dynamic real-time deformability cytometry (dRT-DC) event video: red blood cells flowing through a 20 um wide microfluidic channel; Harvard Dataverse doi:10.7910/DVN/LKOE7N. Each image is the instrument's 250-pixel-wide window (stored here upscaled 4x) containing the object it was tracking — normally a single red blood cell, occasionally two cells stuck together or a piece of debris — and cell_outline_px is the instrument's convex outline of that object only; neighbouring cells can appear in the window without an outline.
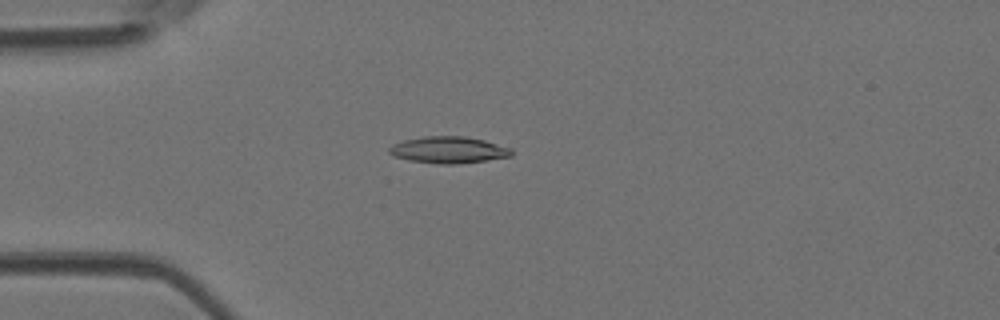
{"species": "Egyptian fruit bat (a non-hibernating species)", "species_latin": "Rousettus aegyptiacus", "temperature_condition": "room temperature", "stored_images_in_passage": 48, "camera_frame_rate_fps": 3000, "um_per_image_px": 0.085, "animal": {"sex": "female"}, "frame": {"image": 1, "passage_image": 13, "time_ms": 4.0, "image_size_px": [1000, 320], "cell_outline_px": [[512, 156], [488, 160], [456, 164], [440, 164], [408, 160], [392, 156], [388, 152], [388, 148], [392, 144], [404, 140], [424, 136], [464, 136], [484, 140], [512, 148]], "centroid_in_image_um": [38.11, 12.74], "position_along_channel_um": 46.9, "area_um2": 19.13}}
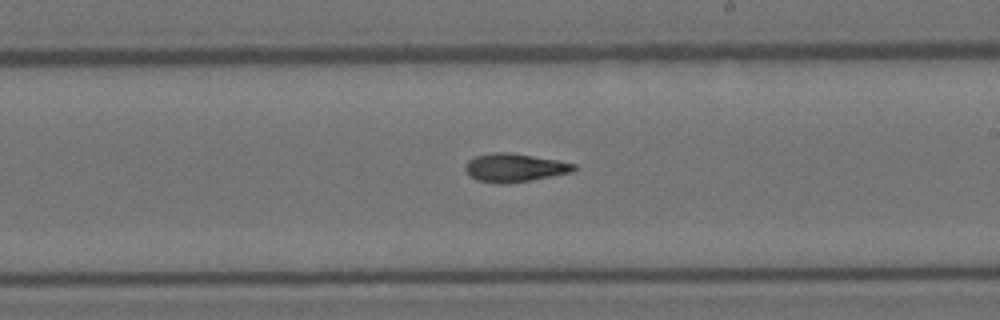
{"frame": {"image": 2, "passage_image": 28, "time_ms": 9.0, "image_size_px": [1000, 320], "cell_outline_px": [[576, 168], [572, 172], [532, 180], [504, 184], [500, 184], [476, 180], [464, 168], [468, 160], [476, 156], [492, 152], [508, 152], [556, 160], [576, 164]], "centroid_in_image_um": [43.73, 14.26], "position_along_channel_um": 245.3, "area_um2": 17.8}}
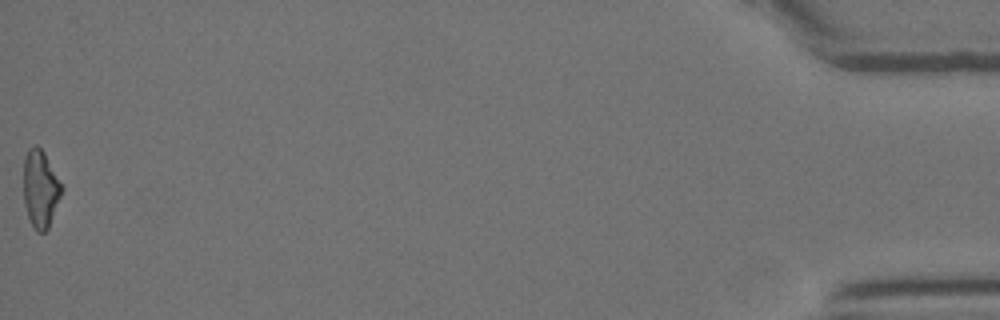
{"frame": {"image": 3, "passage_image": 48, "time_ms": 15.667, "image_size_px": [1000, 320], "cell_outline_px": [[64, 188], [48, 228], [44, 232], [36, 232], [28, 216], [24, 200], [24, 156], [28, 148], [32, 144], [36, 144], [44, 152]], "centroid_in_image_um": [3.44, 16.01], "position_along_channel_um": 431.8, "area_um2": 17.17}, "authors_computed_cell_mechanics": {"area_um2": 17.8024, "velocity_mm_per_s": 4.2824, "shape_relaxation_time_tau1_ms": null, "shape_relaxation_time_tau2_ms": 8.2432, "deformation_change_tau1": null, "deformation_change_tau2": 0.2118}}